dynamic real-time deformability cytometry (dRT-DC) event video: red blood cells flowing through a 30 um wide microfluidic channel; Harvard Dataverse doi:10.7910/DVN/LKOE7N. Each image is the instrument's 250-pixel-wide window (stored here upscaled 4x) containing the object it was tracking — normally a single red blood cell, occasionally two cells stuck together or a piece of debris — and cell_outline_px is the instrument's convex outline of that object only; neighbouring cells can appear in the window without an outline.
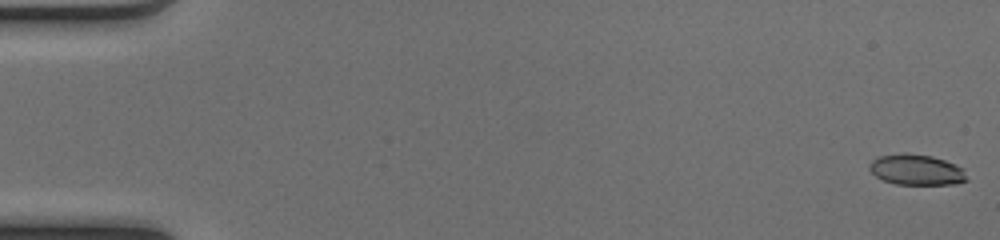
{"species": "common noctule bat (a hibernating species)", "species_latin": "Nyctalus noctula", "temperature_condition": "cold", "stored_images_in_passage": 51, "camera_frame_rate_fps": 3000, "um_per_image_px": 0.085, "animal": {"sex": "female", "body_mass_g": 17.0, "forearm_length_mm": 48.0}, "frame": {"image": 1, "passage_image": 1, "time_ms": 0.0, "image_size_px": [1000, 240], "cell_outline_px": [[968, 180], [956, 184], [896, 184], [884, 180], [876, 176], [868, 168], [868, 164], [872, 160], [880, 156], [904, 152], [932, 156], [956, 164], [964, 168]], "centroid_in_image_um": [77.91, 14.42], "position_along_channel_um": 7.1, "area_um2": 17.51}}
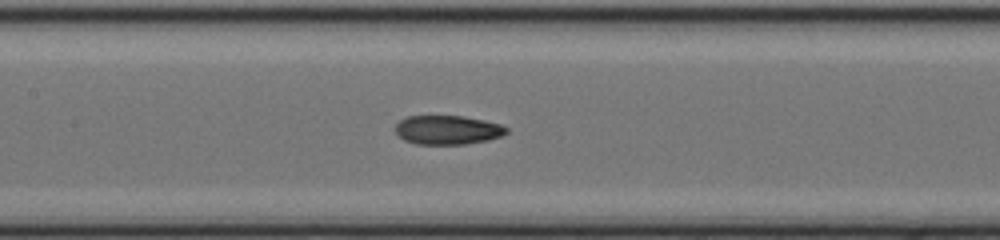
{"frame": {"image": 2, "passage_image": 25, "time_ms": 8.0, "image_size_px": [1000, 240], "cell_outline_px": [[508, 132], [504, 136], [488, 140], [464, 144], [416, 144], [404, 140], [396, 136], [396, 124], [400, 120], [408, 116], [464, 116], [484, 120], [500, 124], [508, 128]], "centroid_in_image_um": [38.05, 11.05], "position_along_channel_um": 169.3, "area_um2": 18.96}}
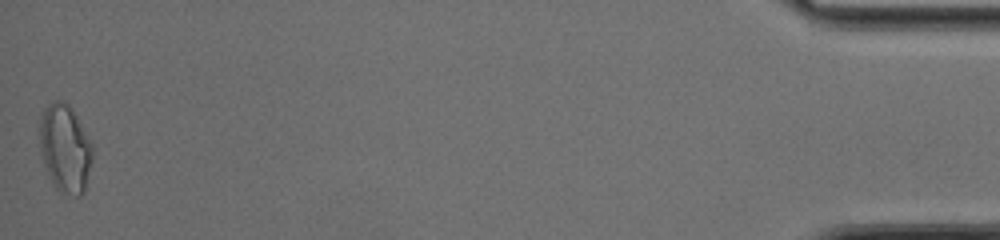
{"frame": {"image": 3, "passage_image": 51, "time_ms": 16.667, "image_size_px": [1000, 240], "cell_outline_px": [[92, 160], [84, 192], [80, 196], [72, 196], [60, 192], [56, 188], [44, 164], [40, 152], [40, 116], [44, 108], [52, 100], [64, 100], [68, 104], [76, 116], [92, 144]], "centroid_in_image_um": [5.52, 12.6], "position_along_channel_um": 429.7, "area_um2": 26.99}, "authors_computed_cell_mechanics": {"area_um2": 19.1318, "velocity_mm_per_s": 4.1152, "shape_relaxation_time_tau1_ms": null, "shape_relaxation_time_tau2_ms": 2.0445, "deformation_change_tau1": null, "deformation_change_tau2": 0.0744}}